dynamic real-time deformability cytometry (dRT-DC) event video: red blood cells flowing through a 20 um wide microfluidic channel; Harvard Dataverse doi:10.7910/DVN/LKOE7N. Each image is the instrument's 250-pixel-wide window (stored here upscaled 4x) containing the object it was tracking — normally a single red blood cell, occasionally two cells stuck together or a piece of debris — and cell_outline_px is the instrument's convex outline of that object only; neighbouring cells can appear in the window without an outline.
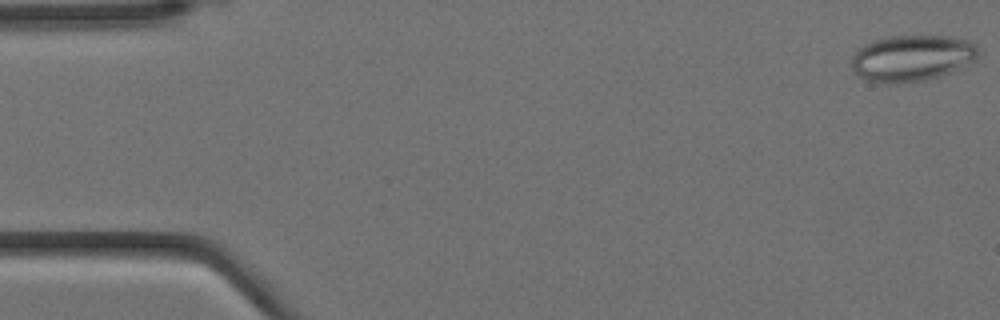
{"species": "Egyptian fruit bat (a non-hibernating species)", "species_latin": "Rousettus aegyptiacus", "temperature_condition": "cold", "stored_images_in_passage": 11, "camera_frame_rate_fps": 3000, "um_per_image_px": 0.085, "animal": {"sex": "female"}, "frame": {"image": 1, "passage_image": 1, "time_ms": 0.0, "image_size_px": [1000, 320], "cell_outline_px": [[980, 48], [976, 56], [972, 60], [940, 76], [924, 80], [868, 80], [860, 76], [852, 68], [852, 56], [864, 44], [888, 36], [956, 36], [972, 40]], "centroid_in_image_um": [77.56, 4.86], "position_along_channel_um": 7.4, "area_um2": 33.06}}
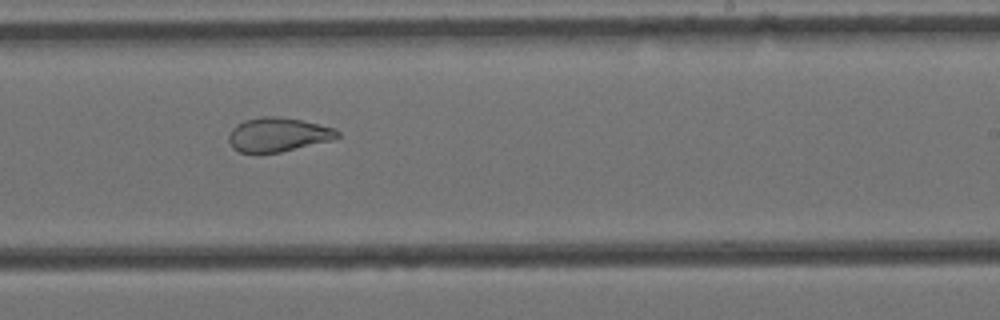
{"frame": {"image": 2, "passage_image": 10, "time_ms": 3.0, "image_size_px": [1000, 320], "cell_outline_px": [[340, 136], [332, 140], [280, 152], [260, 156], [256, 156], [240, 152], [232, 148], [228, 140], [228, 136], [232, 128], [236, 124], [244, 120], [264, 116], [280, 116], [300, 120], [336, 128], [340, 132]], "centroid_in_image_um": [23.58, 11.48], "position_along_channel_um": 265.4, "area_um2": 22.2}}
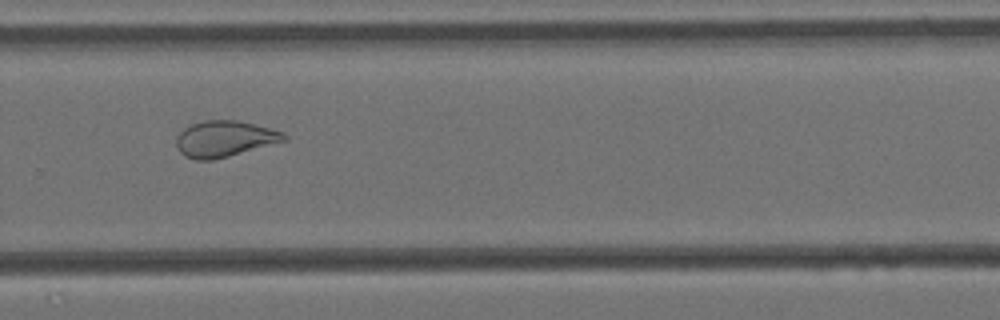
{"frame": {"image": 3, "passage_image": 11, "time_ms": 3.333, "image_size_px": [1000, 320], "cell_outline_px": [[288, 136], [284, 140], [228, 156], [212, 160], [196, 160], [184, 156], [176, 148], [176, 136], [184, 128], [192, 124], [204, 120], [236, 120], [284, 132]], "centroid_in_image_um": [19.01, 11.8], "position_along_channel_um": 310.8, "area_um2": 22.31}}